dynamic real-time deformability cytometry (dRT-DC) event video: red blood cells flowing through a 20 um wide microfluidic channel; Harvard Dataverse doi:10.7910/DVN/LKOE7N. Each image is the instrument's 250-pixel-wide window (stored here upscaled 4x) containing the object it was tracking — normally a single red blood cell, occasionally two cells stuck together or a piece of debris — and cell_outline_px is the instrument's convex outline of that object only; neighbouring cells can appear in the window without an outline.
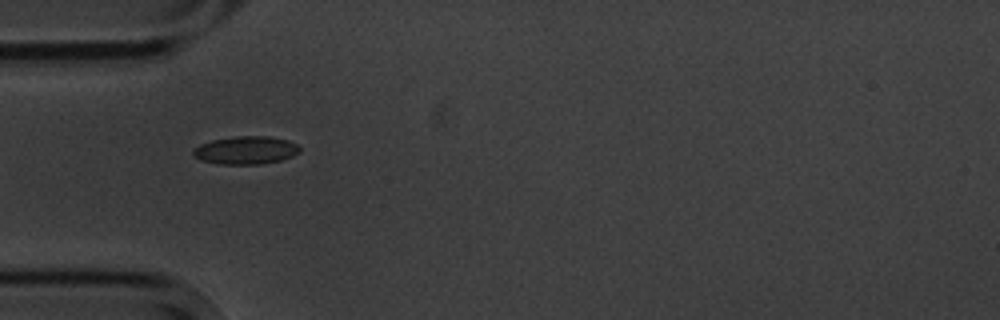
{"species": "common noctule bat (a hibernating species)", "species_latin": "Nyctalus noctula", "temperature_condition": "cold", "stored_images_in_passage": 2, "camera_frame_rate_fps": 3000, "um_per_image_px": 0.085, "animal": {"sex": "male", "body_mass_g": 20.1, "forearm_length_mm": 53.5}, "frame": {"image": 1, "passage_image": 2, "time_ms": 1.0, "image_size_px": [1000, 320], "cell_outline_px": [[300, 152], [292, 156], [280, 160], [260, 164], [216, 164], [200, 160], [192, 156], [192, 148], [200, 144], [212, 140], [236, 136], [268, 136], [288, 140], [296, 144], [300, 148]], "centroid_in_image_um": [20.85, 12.77], "position_along_channel_um": 64.2, "area_um2": 17.51}}